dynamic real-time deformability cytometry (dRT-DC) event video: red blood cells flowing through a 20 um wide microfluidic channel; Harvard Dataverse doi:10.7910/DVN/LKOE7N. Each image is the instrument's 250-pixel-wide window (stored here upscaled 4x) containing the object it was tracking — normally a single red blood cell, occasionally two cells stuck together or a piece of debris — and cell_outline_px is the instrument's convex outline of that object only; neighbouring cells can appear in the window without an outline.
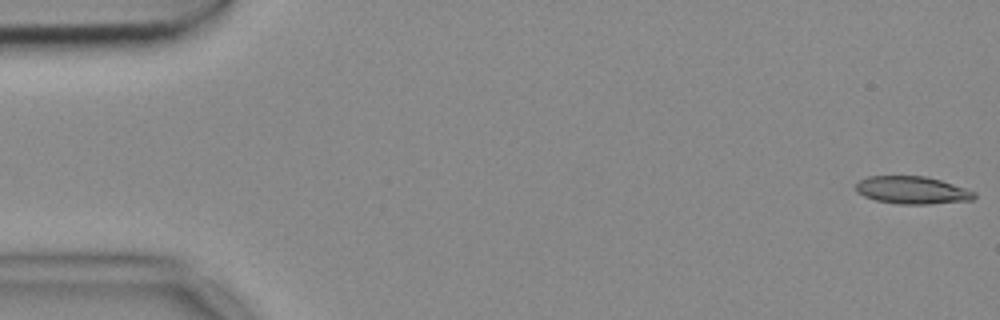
{"species": "common noctule bat (a hibernating species)", "species_latin": "Nyctalus noctula", "temperature_condition": "cold", "stored_images_in_passage": 54, "camera_frame_rate_fps": 3000, "um_per_image_px": 0.085, "animal": {"sex": "female", "body_mass_g": 18.4}, "frame": {"image": 1, "passage_image": 1, "time_ms": 0.0, "image_size_px": [1000, 320], "cell_outline_px": [[976, 196], [972, 200], [928, 204], [900, 204], [876, 200], [864, 196], [856, 192], [856, 184], [860, 180], [868, 176], [924, 176], [940, 180], [976, 192]], "centroid_in_image_um": [77.52, 16.16], "position_along_channel_um": 7.5, "area_um2": 18.9}}
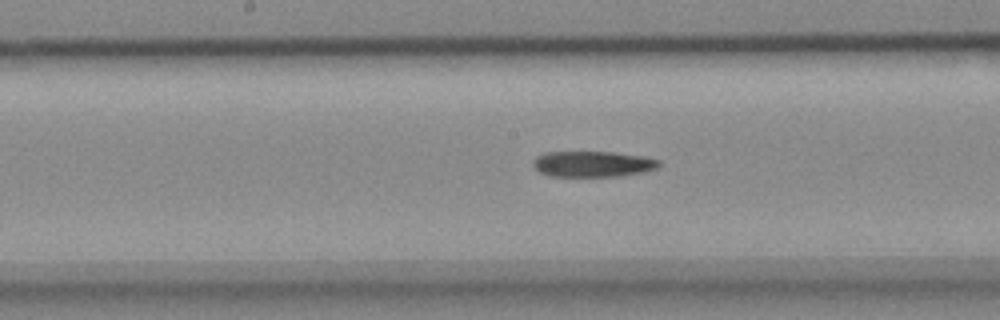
{"frame": {"image": 2, "passage_image": 27, "time_ms": 8.667, "image_size_px": [1000, 320], "cell_outline_px": [[660, 168], [644, 172], [624, 176], [548, 176], [540, 172], [532, 164], [532, 160], [536, 156], [544, 152], [612, 152], [644, 156], [660, 160]], "centroid_in_image_um": [50.41, 13.94], "position_along_channel_um": 197.8, "area_um2": 19.19}}
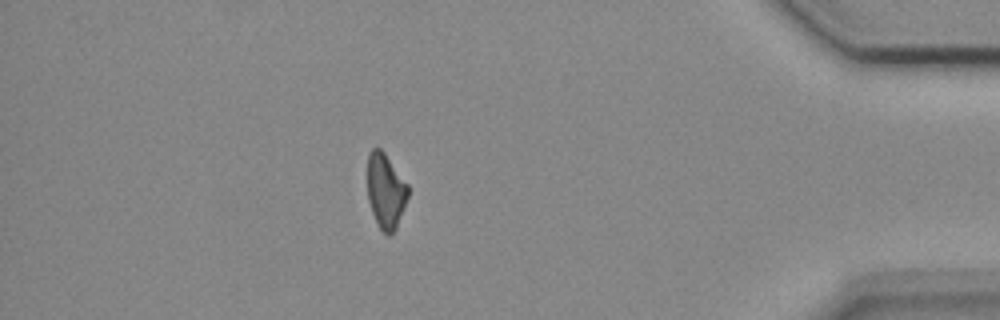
{"frame": {"image": 3, "passage_image": 47, "time_ms": 15.333, "image_size_px": [1000, 320], "cell_outline_px": [[408, 196], [404, 208], [396, 228], [388, 236], [380, 228], [372, 212], [368, 200], [368, 152], [372, 148], [380, 148], [384, 152], [408, 184]], "centroid_in_image_um": [32.78, 16.21], "position_along_channel_um": 402.4, "area_um2": 17.57}}